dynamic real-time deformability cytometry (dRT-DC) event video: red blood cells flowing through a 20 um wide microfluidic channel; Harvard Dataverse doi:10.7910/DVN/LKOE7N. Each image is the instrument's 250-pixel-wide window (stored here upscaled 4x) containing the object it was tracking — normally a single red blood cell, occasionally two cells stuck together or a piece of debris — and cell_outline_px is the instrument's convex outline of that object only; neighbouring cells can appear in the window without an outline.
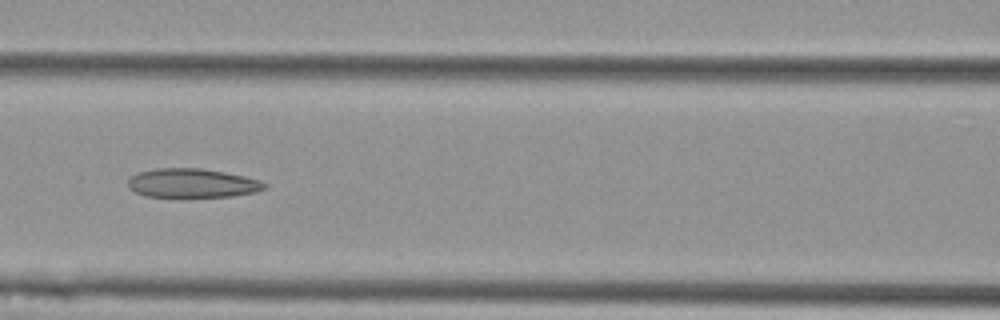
{"species": "Egyptian fruit bat (a non-hibernating species)", "species_latin": "Rousettus aegyptiacus", "temperature_condition": "cold", "stored_images_in_passage": 8, "camera_frame_rate_fps": 3000, "um_per_image_px": 0.085, "animal": {"sex": "female"}, "frame": {"image": 1, "passage_image": 6, "time_ms": 1.667, "image_size_px": [1000, 320], "cell_outline_px": [[268, 184], [264, 188], [256, 192], [232, 196], [144, 196], [128, 188], [128, 180], [132, 176], [140, 172], [156, 168], [200, 168], [224, 172], [244, 176], [260, 180]], "centroid_in_image_um": [16.34, 15.56], "position_along_channel_um": 150.3, "area_um2": 22.83}}
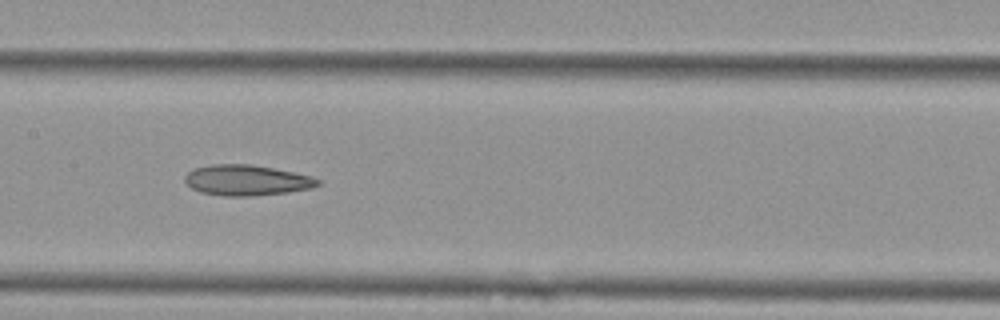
{"frame": {"image": 2, "passage_image": 7, "time_ms": 2.0, "image_size_px": [1000, 320], "cell_outline_px": [[320, 184], [312, 188], [288, 192], [252, 196], [224, 196], [200, 192], [192, 188], [184, 180], [184, 176], [192, 168], [212, 164], [252, 164], [312, 176], [320, 180]], "centroid_in_image_um": [20.95, 15.32], "position_along_channel_um": 186.5, "area_um2": 23.76}}
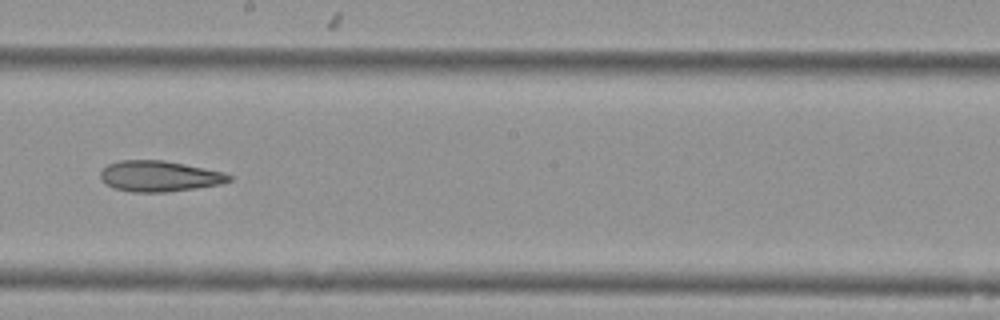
{"frame": {"image": 3, "passage_image": 8, "time_ms": 2.333, "image_size_px": [1000, 320], "cell_outline_px": [[232, 180], [220, 184], [196, 188], [168, 192], [132, 192], [116, 188], [108, 184], [100, 176], [100, 172], [108, 164], [120, 160], [164, 160], [224, 172], [232, 176]], "centroid_in_image_um": [13.57, 14.97], "position_along_channel_um": 234.6, "area_um2": 22.89}}